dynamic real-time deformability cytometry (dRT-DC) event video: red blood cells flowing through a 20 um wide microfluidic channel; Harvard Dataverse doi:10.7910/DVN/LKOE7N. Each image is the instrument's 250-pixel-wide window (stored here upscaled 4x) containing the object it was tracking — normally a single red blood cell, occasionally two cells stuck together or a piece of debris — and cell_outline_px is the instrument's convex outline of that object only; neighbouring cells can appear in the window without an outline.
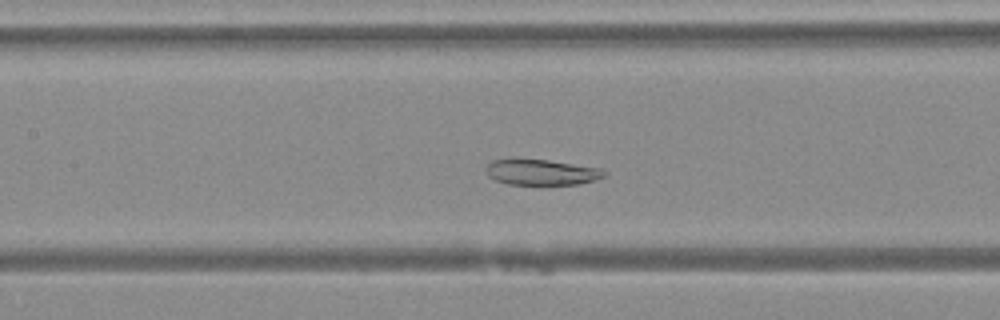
{"species": "Egyptian fruit bat (a non-hibernating species)", "species_latin": "Rousettus aegyptiacus", "temperature_condition": "warm", "stored_images_in_passage": 44, "camera_frame_rate_fps": 3000, "um_per_image_px": 0.085, "animal": {"sex": "female"}, "frame": {"image": 1, "passage_image": 18, "time_ms": 5.667, "image_size_px": [1000, 320], "cell_outline_px": [[608, 172], [604, 176], [596, 180], [580, 184], [508, 184], [496, 180], [488, 176], [484, 168], [492, 160], [548, 160], [600, 168]], "centroid_in_image_um": [46.05, 14.65], "position_along_channel_um": 161.3, "area_um2": 17.46}}
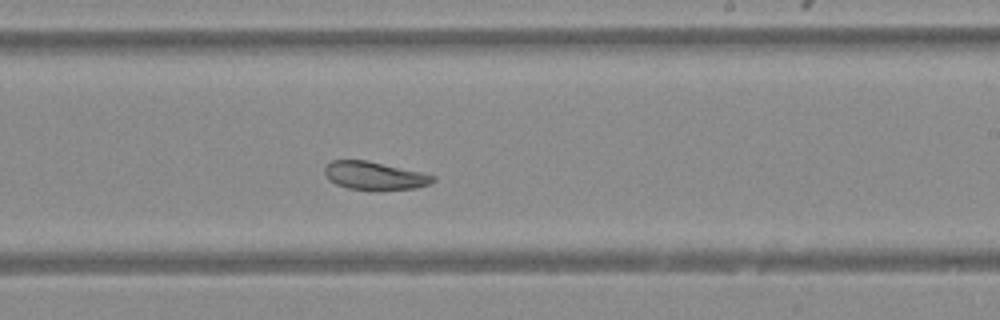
{"frame": {"image": 2, "passage_image": 25, "time_ms": 8.0, "image_size_px": [1000, 320], "cell_outline_px": [[436, 180], [428, 184], [416, 188], [376, 192], [348, 188], [336, 184], [324, 172], [324, 168], [332, 160], [364, 160], [420, 172], [436, 176]], "centroid_in_image_um": [31.86, 14.97], "position_along_channel_um": 257.1, "area_um2": 17.8}}
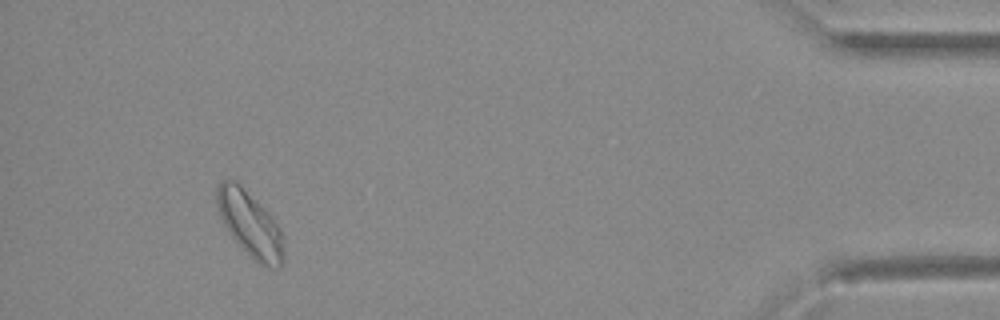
{"frame": {"image": 3, "passage_image": 41, "time_ms": 13.333, "image_size_px": [1000, 320], "cell_outline_px": [[284, 260], [280, 268], [268, 268], [260, 264], [232, 236], [224, 224], [220, 216], [216, 204], [216, 188], [220, 180], [236, 180], [272, 216], [284, 240]], "centroid_in_image_um": [21.26, 19.03], "position_along_channel_um": 413.9, "area_um2": 25.14}}